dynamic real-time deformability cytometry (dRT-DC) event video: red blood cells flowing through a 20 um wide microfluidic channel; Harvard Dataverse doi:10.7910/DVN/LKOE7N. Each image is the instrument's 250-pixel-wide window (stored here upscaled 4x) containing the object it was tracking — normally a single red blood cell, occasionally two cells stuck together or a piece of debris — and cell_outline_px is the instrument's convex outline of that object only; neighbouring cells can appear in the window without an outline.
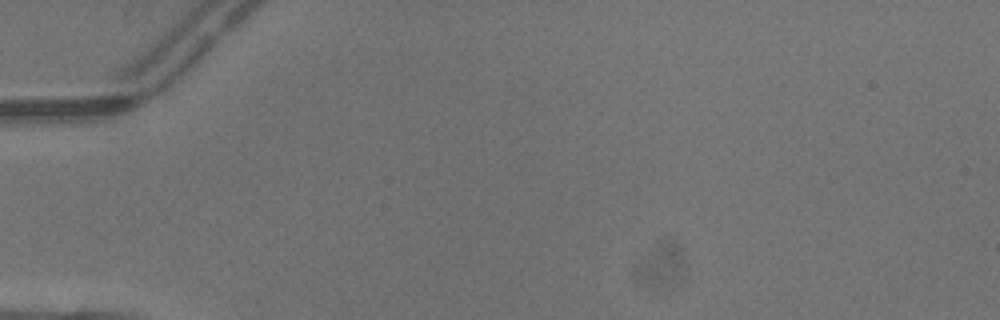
{"species": "common noctule bat (a hibernating species)", "species_latin": "Nyctalus noctula", "temperature_condition": "warm", "stored_images_in_passage": 1, "camera_frame_rate_fps": 3000, "um_per_image_px": 0.085, "animal": {"sex": "male", "body_mass_g": 13.3}, "frame": {"image": 1, "passage_image": 1, "time_ms": 0.0, "image_size_px": [1000, 320], "cell_outline_px": [[216, 56], [208, 72], [200, 84], [184, 100], [172, 108], [160, 108], [160, 84], [208, 36], [216, 52]], "centroid_in_image_um": [15.93, 6.41], "position_along_channel_um": 69.1, "area_um2": 13.87}}